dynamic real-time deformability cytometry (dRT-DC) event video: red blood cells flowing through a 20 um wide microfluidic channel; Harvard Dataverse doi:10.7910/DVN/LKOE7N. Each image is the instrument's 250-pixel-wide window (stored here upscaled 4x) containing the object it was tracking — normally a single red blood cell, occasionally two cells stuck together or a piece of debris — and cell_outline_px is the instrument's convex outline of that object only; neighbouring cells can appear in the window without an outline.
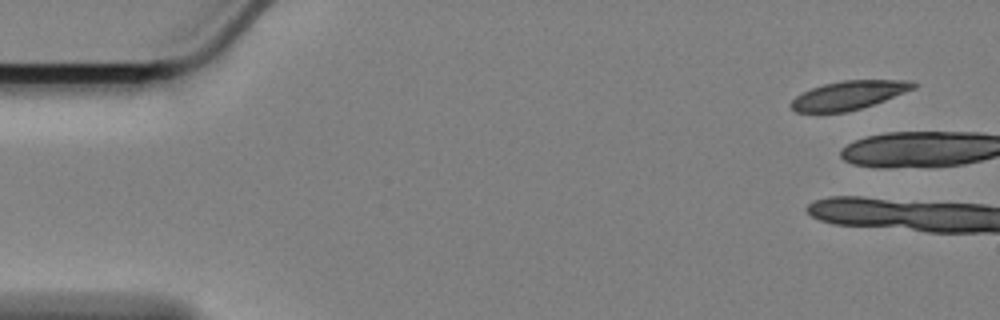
{"species": "Egyptian fruit bat (a non-hibernating species)", "species_latin": "Rousettus aegyptiacus", "temperature_condition": "cold", "stored_images_in_passage": 4, "camera_frame_rate_fps": 3000, "um_per_image_px": 0.085, "animal": {"sex": "female"}, "frame": {"image": 1, "passage_image": 1, "time_ms": 0.0, "image_size_px": [1000, 320], "cell_outline_px": [[920, 84], [916, 88], [884, 100], [848, 112], [796, 112], [788, 104], [796, 96], [812, 88], [824, 84], [844, 80], [912, 80]], "centroid_in_image_um": [72.17, 8.08], "position_along_channel_um": 12.8, "area_um2": 20.35}}